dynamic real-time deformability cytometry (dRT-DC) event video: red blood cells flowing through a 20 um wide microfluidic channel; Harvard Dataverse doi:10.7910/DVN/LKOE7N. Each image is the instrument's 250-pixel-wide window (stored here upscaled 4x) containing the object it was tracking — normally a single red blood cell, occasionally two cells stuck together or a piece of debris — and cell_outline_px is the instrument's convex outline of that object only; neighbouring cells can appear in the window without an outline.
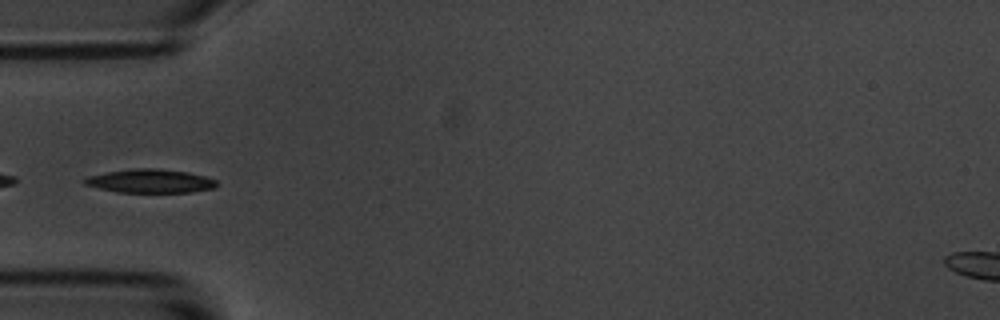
{"species": "common noctule bat (a hibernating species)", "species_latin": "Nyctalus noctula", "temperature_condition": "room temperature", "stored_images_in_passage": 6, "camera_frame_rate_fps": 3000, "um_per_image_px": 0.085, "animal": {"sex": "male", "body_mass_g": 20.1, "forearm_length_mm": 53.5}, "frame": {"image": 1, "passage_image": 5, "time_ms": 4.0, "image_size_px": [1000, 320], "cell_outline_px": [[216, 188], [192, 192], [116, 192], [84, 184], [80, 180], [88, 176], [108, 172], [136, 168], [160, 168], [188, 172], [204, 176], [216, 180]], "centroid_in_image_um": [12.77, 15.38], "position_along_channel_um": 72.2, "area_um2": 18.21}}